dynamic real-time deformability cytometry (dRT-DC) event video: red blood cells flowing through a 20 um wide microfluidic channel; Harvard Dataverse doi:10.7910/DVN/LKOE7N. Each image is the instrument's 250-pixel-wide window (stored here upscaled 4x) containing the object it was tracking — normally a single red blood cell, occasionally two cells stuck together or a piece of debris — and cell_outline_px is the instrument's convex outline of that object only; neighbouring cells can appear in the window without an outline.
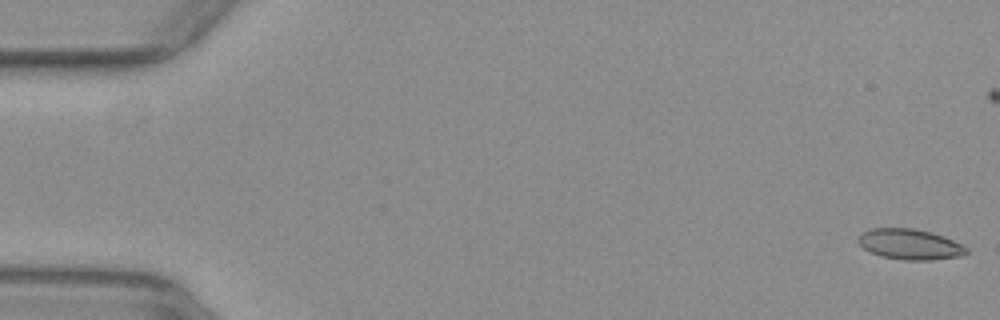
{"species": "common noctule bat (a hibernating species)", "species_latin": "Nyctalus noctula", "temperature_condition": "warm", "stored_images_in_passage": 17, "camera_frame_rate_fps": 3000, "um_per_image_px": 0.085, "animal": {"sex": "female", "body_mass_g": 29.2, "forearm_length_mm": 56.3}, "frame": {"image": 1, "passage_image": 1, "time_ms": 0.0, "image_size_px": [1000, 320], "cell_outline_px": [[968, 252], [964, 256], [932, 260], [904, 260], [880, 256], [864, 248], [856, 240], [860, 232], [872, 228], [912, 228], [932, 232], [944, 236], [968, 248]], "centroid_in_image_um": [77.34, 20.76], "position_along_channel_um": 7.7, "area_um2": 19.42}}